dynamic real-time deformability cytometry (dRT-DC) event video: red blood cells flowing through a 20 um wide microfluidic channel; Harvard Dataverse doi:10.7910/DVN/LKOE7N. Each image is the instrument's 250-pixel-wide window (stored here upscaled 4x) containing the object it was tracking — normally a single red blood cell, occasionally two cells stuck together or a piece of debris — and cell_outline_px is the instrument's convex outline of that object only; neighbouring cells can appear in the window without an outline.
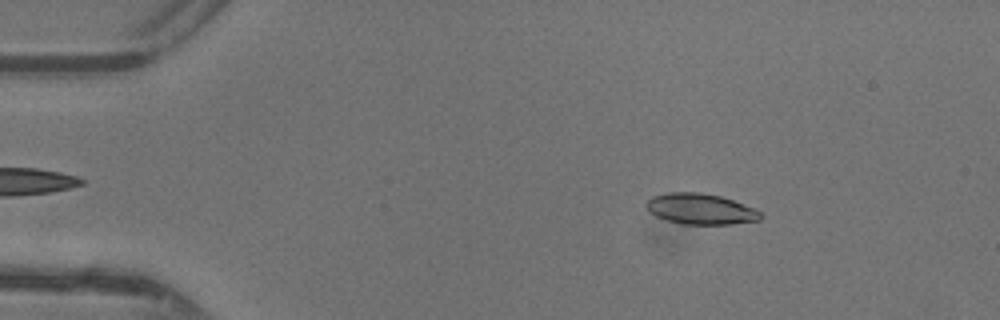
{"species": "common noctule bat (a hibernating species)", "species_latin": "Nyctalus noctula", "temperature_condition": "warm", "stored_images_in_passage": 46, "camera_frame_rate_fps": 3000, "um_per_image_px": 0.085, "animal": {"sex": "female"}, "frame": {"image": 1, "passage_image": 7, "time_ms": 2.0, "image_size_px": [1000, 320], "cell_outline_px": [[764, 216], [760, 220], [728, 224], [680, 224], [656, 216], [648, 212], [644, 204], [652, 196], [668, 192], [700, 192], [720, 196], [732, 200], [752, 208], [760, 212]], "centroid_in_image_um": [59.5, 17.76], "position_along_channel_um": 25.5, "area_um2": 20.46}}
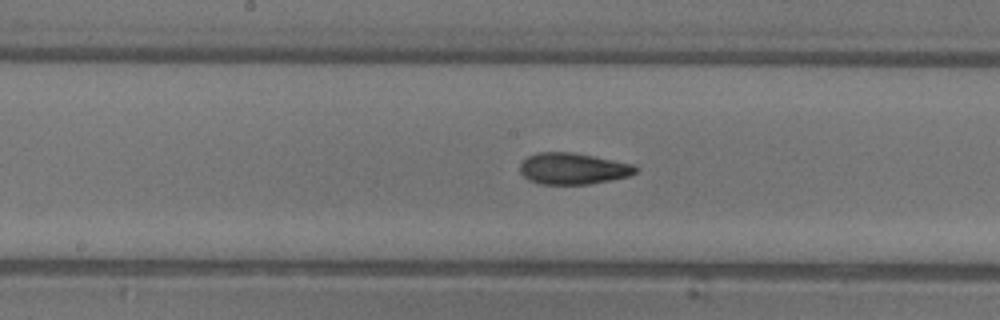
{"frame": {"image": 2, "passage_image": 24, "time_ms": 7.667, "image_size_px": [1000, 320], "cell_outline_px": [[640, 168], [636, 172], [628, 176], [588, 184], [540, 184], [528, 180], [520, 172], [520, 164], [528, 156], [540, 152], [572, 152], [632, 164]], "centroid_in_image_um": [48.68, 14.33], "position_along_channel_um": 199.5, "area_um2": 20.92}}
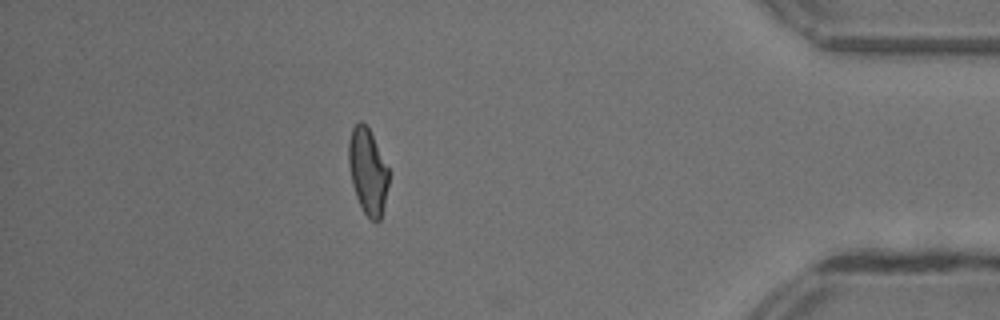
{"frame": {"image": 3, "passage_image": 41, "time_ms": 13.333, "image_size_px": [1000, 320], "cell_outline_px": [[388, 184], [384, 204], [380, 220], [376, 224], [364, 212], [356, 196], [352, 184], [348, 164], [348, 140], [352, 128], [360, 120], [368, 128], [388, 168]], "centroid_in_image_um": [31.23, 14.57], "position_along_channel_um": 404.0, "area_um2": 19.77}, "authors_computed_cell_mechanics": {"area_um2": 20.6635, "velocity_mm_per_s": 4.4141, "shape_relaxation_time_tau1_ms": 8.7525, "shape_relaxation_time_tau2_ms": 1.5708, "deformation_change_tau1": 0.255, "deformation_change_tau2": 0.0815}}